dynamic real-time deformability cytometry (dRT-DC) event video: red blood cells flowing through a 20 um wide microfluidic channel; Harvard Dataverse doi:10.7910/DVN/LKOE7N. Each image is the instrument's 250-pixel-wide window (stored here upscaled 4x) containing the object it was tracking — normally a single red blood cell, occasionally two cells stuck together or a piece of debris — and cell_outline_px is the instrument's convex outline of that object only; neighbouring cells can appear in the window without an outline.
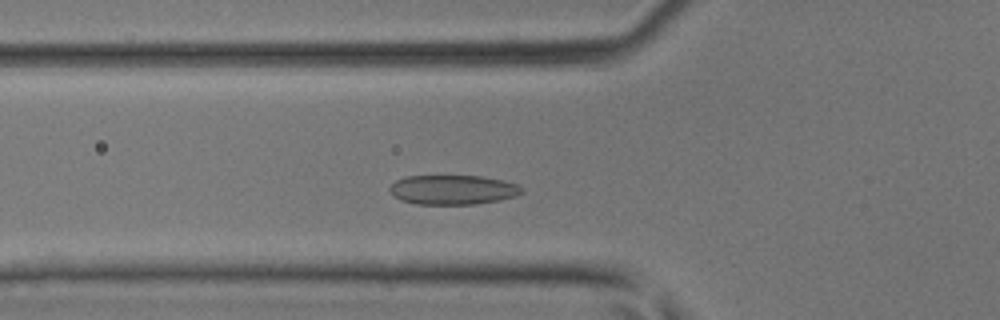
{"species": "common noctule bat (a hibernating species)", "species_latin": "Nyctalus noctula", "temperature_condition": "room temperature", "stored_images_in_passage": 32, "camera_frame_rate_fps": 3000, "um_per_image_px": 0.085, "animal": {"sex": "male", "body_mass_g": 17.9, "forearm_length_mm": 54.2}, "frame": {"image": 1, "passage_image": 4, "time_ms": 1.0, "image_size_px": [1000, 320], "cell_outline_px": [[524, 192], [516, 196], [500, 200], [476, 204], [416, 204], [400, 200], [388, 188], [396, 180], [404, 176], [480, 176], [504, 180], [516, 184], [524, 188]], "centroid_in_image_um": [38.53, 16.13], "position_along_channel_um": 87.3, "area_um2": 22.77}}
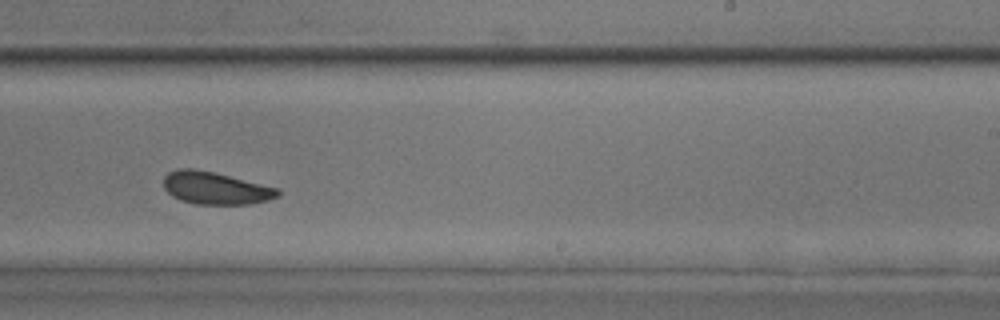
{"frame": {"image": 2, "passage_image": 16, "time_ms": 5.0, "image_size_px": [1000, 320], "cell_outline_px": [[280, 196], [268, 200], [248, 204], [196, 204], [180, 200], [172, 196], [164, 188], [164, 176], [168, 172], [176, 168], [196, 168], [280, 188]], "centroid_in_image_um": [18.31, 15.98], "position_along_channel_um": 270.7, "area_um2": 21.73}}
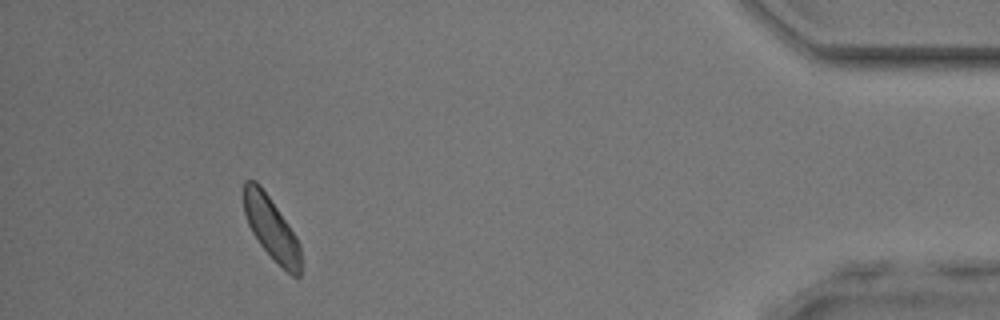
{"frame": {"image": 3, "passage_image": 29, "time_ms": 9.333, "image_size_px": [1000, 320], "cell_outline_px": [[300, 276], [292, 276], [260, 244], [252, 232], [248, 224], [244, 212], [244, 180], [256, 180], [260, 184], [288, 224], [296, 236], [300, 244]], "centroid_in_image_um": [23.05, 19.36], "position_along_channel_um": 412.1, "area_um2": 20.35}}